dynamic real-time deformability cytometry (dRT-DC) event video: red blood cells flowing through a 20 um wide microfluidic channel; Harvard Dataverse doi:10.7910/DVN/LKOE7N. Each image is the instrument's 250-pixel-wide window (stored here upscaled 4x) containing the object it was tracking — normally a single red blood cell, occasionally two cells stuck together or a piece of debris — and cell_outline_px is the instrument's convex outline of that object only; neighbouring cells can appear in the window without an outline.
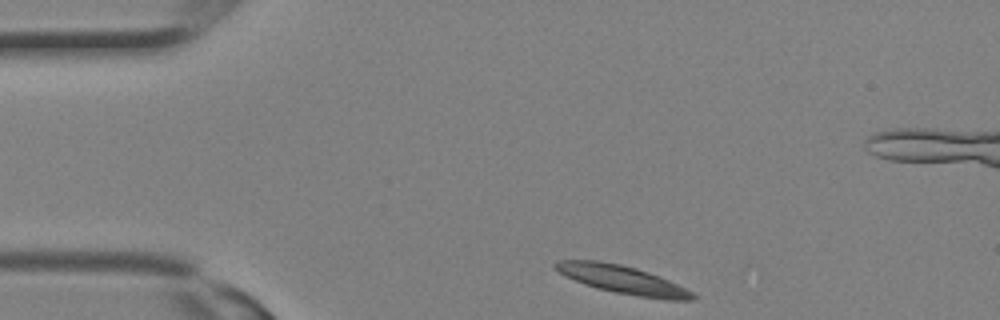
{"species": "Egyptian fruit bat (a non-hibernating species)", "species_latin": "Rousettus aegyptiacus", "temperature_condition": "room temperature", "stored_images_in_passage": 10, "camera_frame_rate_fps": 3000, "um_per_image_px": 0.085, "animal": {"sex": "female"}, "frame": {"image": 1, "passage_image": 1, "time_ms": 0.0, "image_size_px": [1000, 320], "cell_outline_px": [[696, 296], [692, 300], [668, 300], [640, 296], [616, 292], [596, 288], [584, 284], [552, 268], [552, 264], [556, 260], [600, 260], [620, 264], [636, 268], [648, 272], [668, 280], [692, 292]], "centroid_in_image_um": [52.86, 23.75], "position_along_channel_um": 32.1, "area_um2": 22.2}}
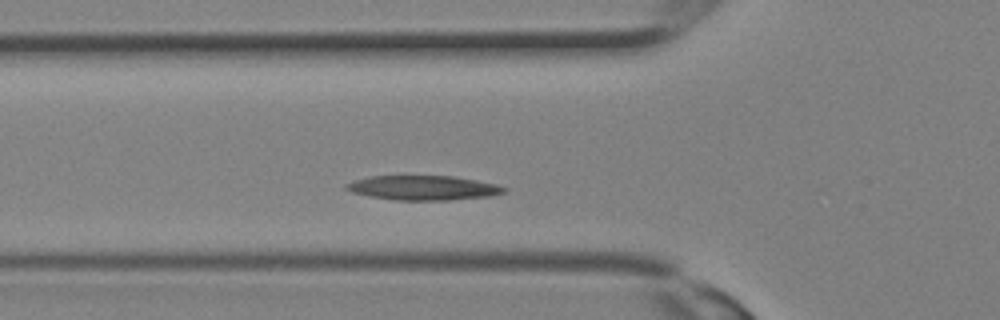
{"frame": {"image": 2, "passage_image": 6, "time_ms": 1.667, "image_size_px": [1000, 320], "cell_outline_px": [[508, 192], [488, 196], [448, 200], [392, 200], [352, 192], [344, 188], [344, 184], [356, 180], [372, 176], [452, 176], [476, 180], [496, 184], [508, 188]], "centroid_in_image_um": [36.0, 15.96], "position_along_channel_um": 89.8, "area_um2": 22.43}}
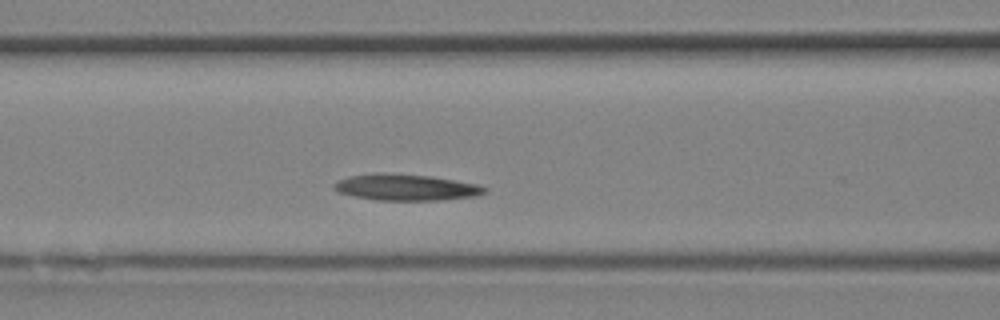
{"frame": {"image": 3, "passage_image": 8, "time_ms": 2.333, "image_size_px": [1000, 320], "cell_outline_px": [[488, 192], [480, 196], [440, 200], [376, 200], [356, 196], [340, 192], [332, 188], [340, 180], [348, 176], [376, 172], [380, 172], [432, 176], [480, 184], [488, 188]], "centroid_in_image_um": [34.61, 15.92], "position_along_channel_um": 132.0, "area_um2": 23.29}}